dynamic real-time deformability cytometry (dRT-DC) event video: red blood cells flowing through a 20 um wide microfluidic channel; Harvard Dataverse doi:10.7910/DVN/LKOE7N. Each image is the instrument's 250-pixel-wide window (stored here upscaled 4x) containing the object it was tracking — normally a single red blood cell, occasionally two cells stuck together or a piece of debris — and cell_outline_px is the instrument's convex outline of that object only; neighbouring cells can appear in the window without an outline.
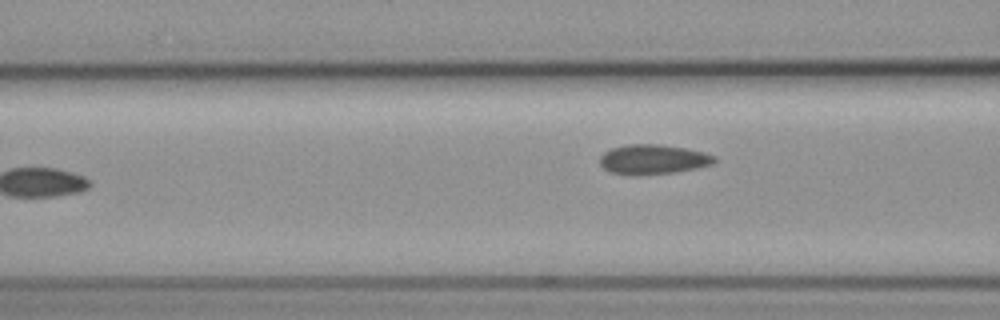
{"species": "common noctule bat (a hibernating species)", "species_latin": "Nyctalus noctula", "temperature_condition": "cold", "stored_images_in_passage": 4, "camera_frame_rate_fps": 3000, "um_per_image_px": 0.085, "animal": {"sex": "female", "body_mass_g": 19.3, "forearm_length_mm": 54.1}, "frame": {"image": 1, "passage_image": 4, "time_ms": 3.667, "image_size_px": [1000, 320], "cell_outline_px": [[716, 160], [712, 164], [696, 168], [676, 172], [612, 172], [604, 168], [600, 164], [600, 156], [604, 152], [612, 148], [624, 144], [660, 144], [684, 148], [704, 152], [716, 156]], "centroid_in_image_um": [55.55, 13.49], "position_along_channel_um": 111.0, "area_um2": 19.02}}